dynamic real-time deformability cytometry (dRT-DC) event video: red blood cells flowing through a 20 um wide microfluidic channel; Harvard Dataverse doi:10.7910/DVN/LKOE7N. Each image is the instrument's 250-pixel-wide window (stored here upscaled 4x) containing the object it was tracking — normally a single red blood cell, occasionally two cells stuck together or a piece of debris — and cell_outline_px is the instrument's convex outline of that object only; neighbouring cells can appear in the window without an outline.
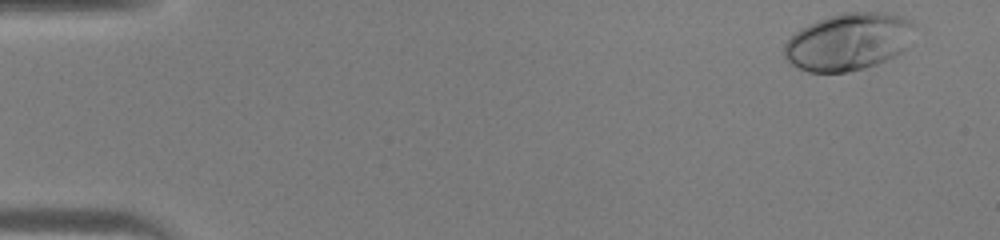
{"species": "human", "species_latin": "Homo sapiens", "temperature_condition": "warm", "stored_images_in_passage": 43, "camera_frame_rate_fps": 3000, "um_per_image_px": 0.085, "donor": {"sex": "male"}, "frame": {"image": 1, "passage_image": 1, "time_ms": 0.0, "image_size_px": [1000, 240], "cell_outline_px": [[916, 24], [904, 52], [896, 56], [876, 64], [864, 68], [844, 72], [808, 72], [792, 64], [784, 56], [784, 44], [800, 28], [816, 20], [828, 16], [844, 12], [892, 12], [912, 20]], "centroid_in_image_um": [72.15, 3.52], "position_along_channel_um": 12.8, "area_um2": 43.75}}
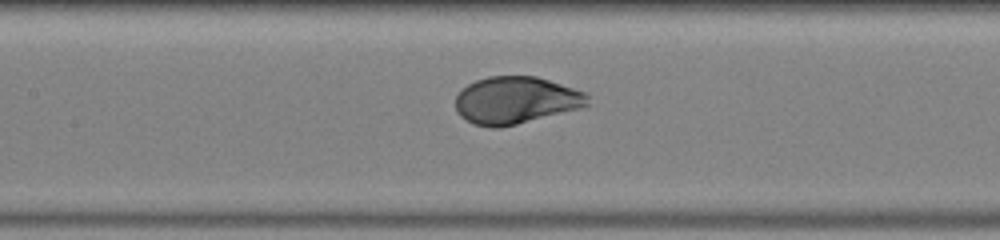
{"frame": {"image": 2, "passage_image": 20, "time_ms": 6.333, "image_size_px": [1000, 240], "cell_outline_px": [[588, 104], [580, 108], [500, 128], [492, 128], [472, 124], [460, 116], [456, 108], [456, 96], [468, 84], [476, 80], [488, 76], [536, 76], [584, 92], [588, 96]], "centroid_in_image_um": [43.8, 8.53], "position_along_channel_um": 163.6, "area_um2": 36.07}}
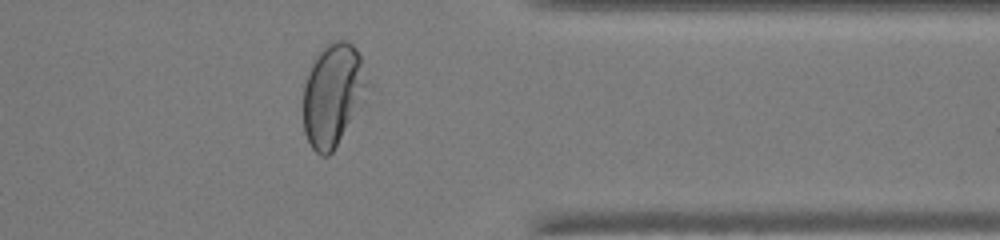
{"frame": {"image": 3, "passage_image": 35, "time_ms": 11.333, "image_size_px": [1000, 240], "cell_outline_px": [[372, 84], [332, 152], [328, 156], [320, 156], [312, 148], [304, 132], [304, 84], [308, 72], [320, 48], [328, 40], [344, 40], [352, 44], [356, 48], [360, 56]], "centroid_in_image_um": [28.31, 7.99], "position_along_channel_um": 383.1, "area_um2": 38.49}}